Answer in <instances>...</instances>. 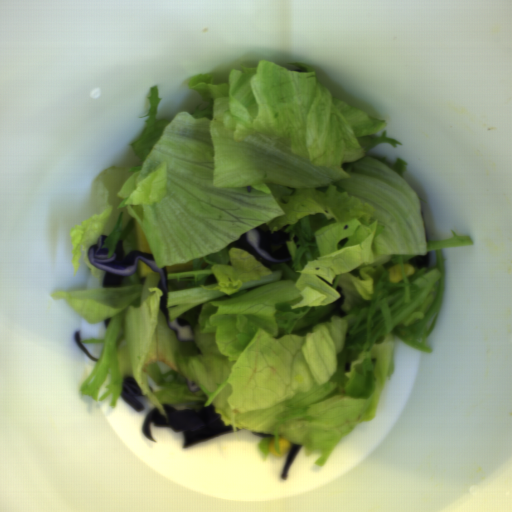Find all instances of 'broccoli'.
I'll return each instance as SVG.
<instances>
[{"label": "broccoli", "instance_id": "1", "mask_svg": "<svg viewBox=\"0 0 512 512\" xmlns=\"http://www.w3.org/2000/svg\"><path fill=\"white\" fill-rule=\"evenodd\" d=\"M291 446H292V448L288 453V456H287V459L285 462V466H284V469L282 472V476H281V478L283 480L288 479V470L302 447V445H294V444H291Z\"/></svg>", "mask_w": 512, "mask_h": 512}]
</instances>
